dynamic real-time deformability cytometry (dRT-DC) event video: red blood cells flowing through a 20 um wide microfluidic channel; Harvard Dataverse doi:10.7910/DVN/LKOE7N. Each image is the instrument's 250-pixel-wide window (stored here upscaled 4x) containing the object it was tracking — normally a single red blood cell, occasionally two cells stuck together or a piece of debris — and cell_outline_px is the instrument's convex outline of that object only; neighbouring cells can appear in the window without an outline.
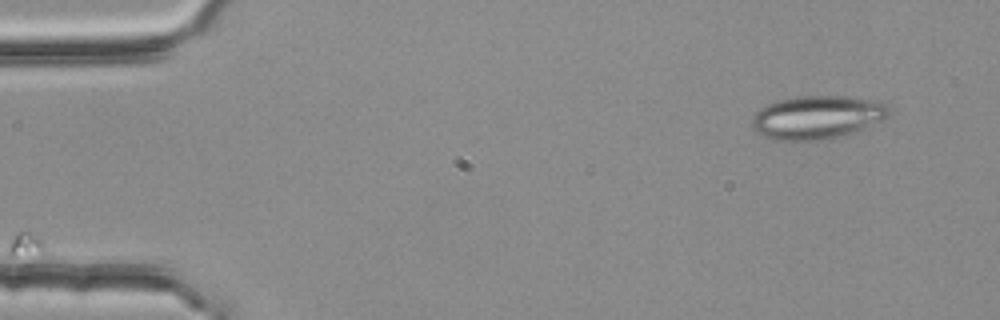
{"species": "common noctule bat (a hibernating species)", "species_latin": "Nyctalus noctula", "temperature_condition": "room temperature", "stored_images_in_passage": 3, "camera_frame_rate_fps": 3000, "um_per_image_px": 0.085, "animal": {"sex": "female", "body_mass_g": 25.1}, "frame": {"image": 1, "passage_image": 3, "time_ms": 0.667, "image_size_px": [1000, 320], "cell_outline_px": [[892, 112], [884, 120], [856, 132], [840, 136], [816, 140], [776, 140], [752, 128], [752, 116], [760, 108], [768, 104], [780, 100], [796, 96], [848, 96], [888, 104]], "centroid_in_image_um": [69.51, 9.96], "position_along_channel_um": 15.5, "area_um2": 34.45}}